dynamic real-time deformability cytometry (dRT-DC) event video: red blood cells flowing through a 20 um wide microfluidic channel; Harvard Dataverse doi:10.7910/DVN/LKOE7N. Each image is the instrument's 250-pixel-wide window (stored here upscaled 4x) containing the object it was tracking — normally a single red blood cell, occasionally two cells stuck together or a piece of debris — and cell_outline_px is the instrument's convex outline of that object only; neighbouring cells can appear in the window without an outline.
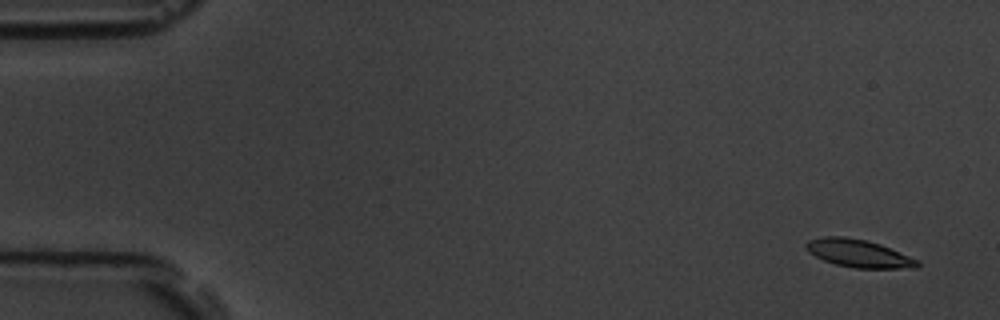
{"species": "common noctule bat (a hibernating species)", "species_latin": "Nyctalus noctula", "temperature_condition": "room temperature", "stored_images_in_passage": 6, "segment_of_instrument_passage": [1, 2], "camera_frame_rate_fps": 3000, "um_per_image_px": 0.085, "animal": {"sex": "male", "body_mass_g": 19.5, "forearm_length_mm": 54.6}, "frame": {"image": 1, "passage_image": 1, "time_ms": 0.0, "image_size_px": [1000, 320], "cell_outline_px": [[920, 264], [916, 268], [856, 268], [836, 264], [824, 260], [808, 252], [804, 248], [804, 244], [808, 240], [824, 236], [844, 236], [868, 240], [880, 244], [920, 260]], "centroid_in_image_um": [72.98, 21.52], "position_along_channel_um": 12.0, "area_um2": 18.15}}